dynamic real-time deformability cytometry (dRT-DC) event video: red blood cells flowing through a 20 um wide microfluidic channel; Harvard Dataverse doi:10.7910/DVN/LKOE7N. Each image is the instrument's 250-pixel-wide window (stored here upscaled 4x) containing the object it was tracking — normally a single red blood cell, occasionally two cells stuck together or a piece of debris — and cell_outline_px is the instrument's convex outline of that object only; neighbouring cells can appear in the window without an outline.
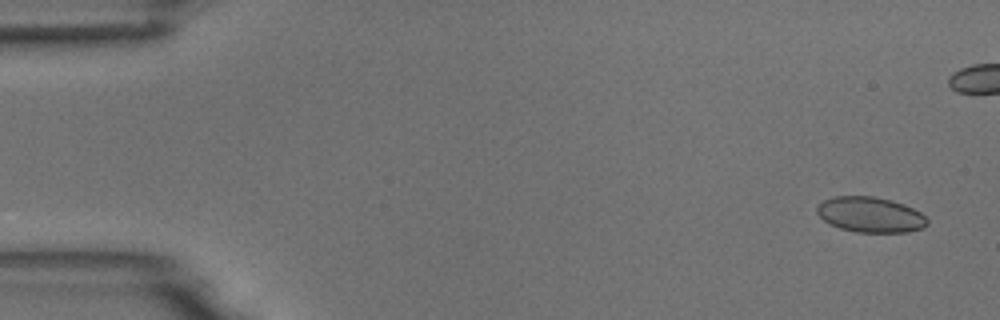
{"species": "common noctule bat (a hibernating species)", "species_latin": "Nyctalus noctula", "temperature_condition": "room temperature", "stored_images_in_passage": 6, "camera_frame_rate_fps": 3000, "um_per_image_px": 0.085, "animal": {"sex": "male", "body_mass_g": 18.8}, "frame": {"image": 1, "passage_image": 1, "time_ms": 0.0, "image_size_px": [1000, 320], "cell_outline_px": [[928, 224], [924, 228], [908, 232], [856, 232], [840, 228], [824, 220], [816, 212], [816, 208], [824, 200], [836, 196], [872, 196], [892, 200], [904, 204], [920, 212], [928, 220]], "centroid_in_image_um": [74.01, 18.25], "position_along_channel_um": 11.0, "area_um2": 22.66}}